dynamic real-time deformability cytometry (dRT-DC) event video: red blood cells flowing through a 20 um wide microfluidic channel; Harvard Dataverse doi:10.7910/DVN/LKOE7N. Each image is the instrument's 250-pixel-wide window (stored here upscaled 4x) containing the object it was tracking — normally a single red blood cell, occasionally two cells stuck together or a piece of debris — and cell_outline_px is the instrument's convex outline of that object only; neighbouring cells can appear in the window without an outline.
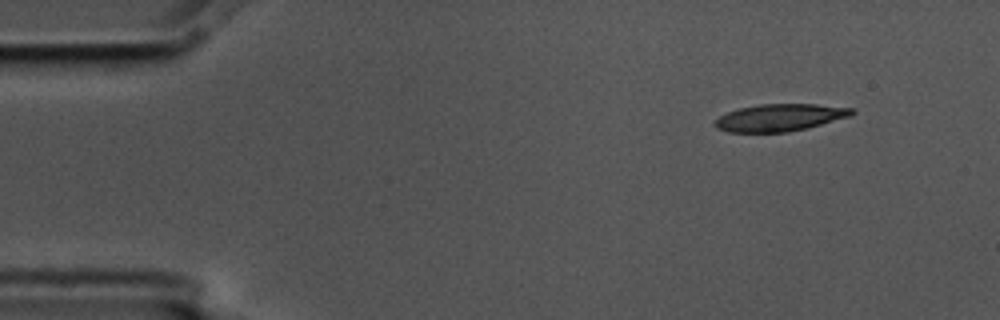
{"species": "common noctule bat (a hibernating species)", "species_latin": "Nyctalus noctula", "temperature_condition": "cold", "stored_images_in_passage": 6, "camera_frame_rate_fps": 3000, "um_per_image_px": 0.085, "animal": {"sex": "male", "body_mass_g": 17.5, "forearm_length_mm": 52.3}, "frame": {"image": 1, "passage_image": 6, "time_ms": 1.667, "image_size_px": [1000, 320], "cell_outline_px": [[856, 112], [852, 116], [808, 128], [788, 132], [728, 132], [716, 128], [716, 120], [720, 116], [728, 112], [740, 108], [760, 104], [816, 104], [856, 108]], "centroid_in_image_um": [66.37, 9.99], "position_along_channel_um": 18.6, "area_um2": 21.79}}